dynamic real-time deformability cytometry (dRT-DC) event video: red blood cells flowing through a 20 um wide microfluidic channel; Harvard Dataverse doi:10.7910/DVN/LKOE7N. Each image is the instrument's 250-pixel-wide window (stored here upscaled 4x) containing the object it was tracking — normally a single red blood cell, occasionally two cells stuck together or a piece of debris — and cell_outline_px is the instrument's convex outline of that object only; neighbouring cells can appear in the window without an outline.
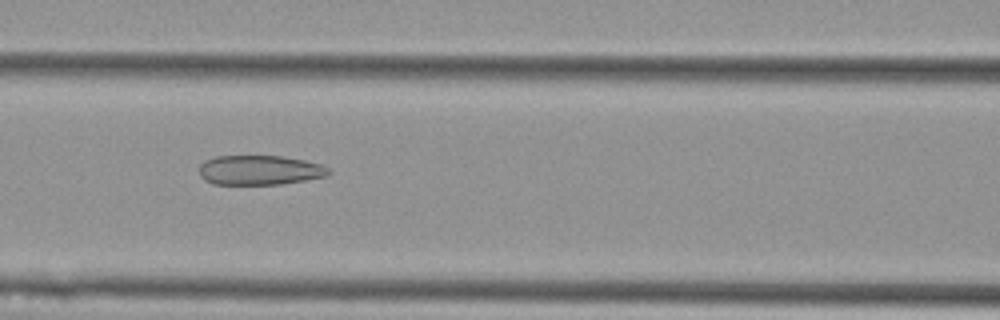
{"species": "Egyptian fruit bat (a non-hibernating species)", "species_latin": "Rousettus aegyptiacus", "temperature_condition": "cold", "stored_images_in_passage": 41, "camera_frame_rate_fps": 3000, "um_per_image_px": 0.085, "animal": {"sex": "female"}, "frame": {"image": 1, "passage_image": 11, "time_ms": 3.333, "image_size_px": [1000, 320], "cell_outline_px": [[332, 172], [328, 176], [280, 184], [212, 184], [204, 180], [200, 176], [200, 164], [204, 160], [216, 156], [284, 156], [304, 160], [320, 164], [328, 168]], "centroid_in_image_um": [22.06, 14.46], "position_along_channel_um": 144.5, "area_um2": 22.43}}
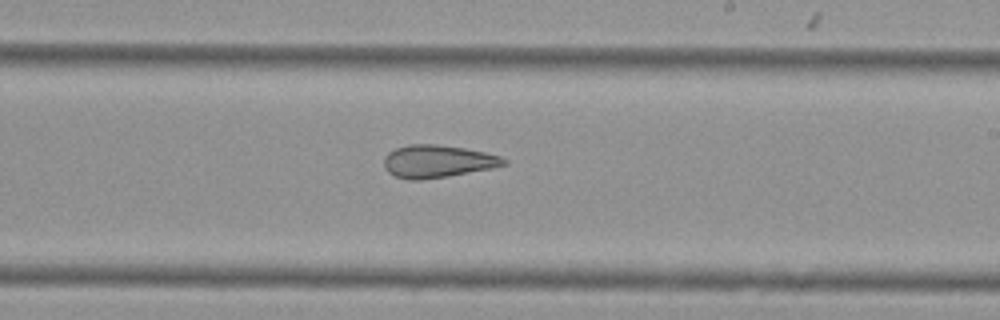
{"frame": {"image": 2, "passage_image": 20, "time_ms": 6.333, "image_size_px": [1000, 320], "cell_outline_px": [[508, 164], [492, 168], [448, 176], [420, 180], [408, 180], [396, 176], [388, 172], [384, 168], [384, 156], [388, 152], [396, 148], [408, 144], [436, 144], [464, 148], [484, 152], [500, 156], [508, 160]], "centroid_in_image_um": [37.18, 13.71], "position_along_channel_um": 251.8, "area_um2": 22.83}}
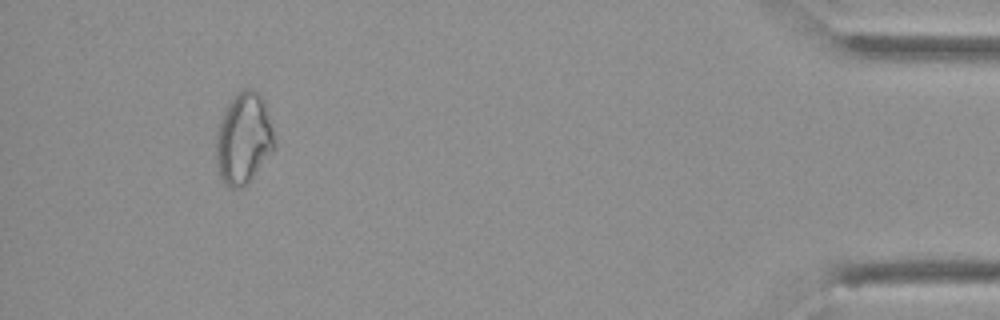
{"frame": {"image": 3, "passage_image": 39, "time_ms": 12.667, "image_size_px": [1000, 320], "cell_outline_px": [[276, 148], [248, 184], [244, 188], [232, 188], [220, 176], [216, 164], [216, 132], [224, 108], [232, 96], [236, 92], [244, 88], [252, 88], [264, 100], [272, 128], [276, 144]], "centroid_in_image_um": [20.71, 11.76], "position_along_channel_um": 414.5, "area_um2": 31.44}, "authors_computed_cell_mechanics": {"area_um2": 24.4494, "velocity_mm_per_s": 3.5924, "shape_relaxation_time_tau1_ms": null, "shape_relaxation_time_tau2_ms": 3.0209, "deformation_change_tau1": null, "deformation_change_tau2": 0.1126}}